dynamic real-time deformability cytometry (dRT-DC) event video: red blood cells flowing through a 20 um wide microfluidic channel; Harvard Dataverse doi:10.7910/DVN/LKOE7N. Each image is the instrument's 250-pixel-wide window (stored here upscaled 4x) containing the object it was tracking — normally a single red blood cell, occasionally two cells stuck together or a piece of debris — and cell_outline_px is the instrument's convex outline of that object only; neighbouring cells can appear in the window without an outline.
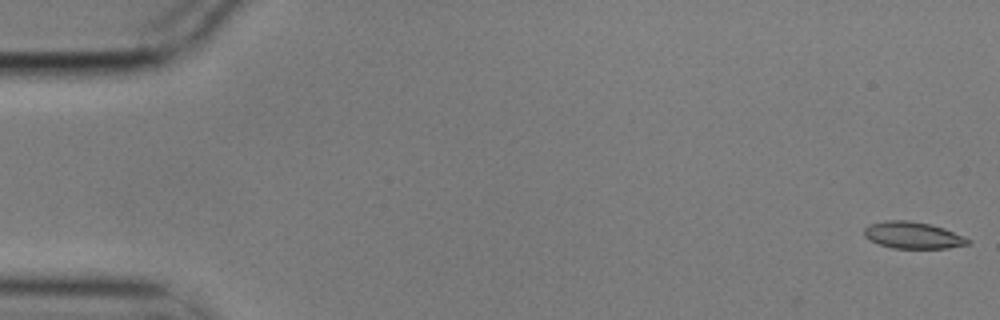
{"species": "common noctule bat (a hibernating species)", "species_latin": "Nyctalus noctula", "temperature_condition": "cold", "stored_images_in_passage": 57, "camera_frame_rate_fps": 3000, "um_per_image_px": 0.085, "animal": {"sex": "male", "body_mass_g": 17.9}, "frame": {"image": 1, "passage_image": 1, "time_ms": 0.0, "image_size_px": [1000, 320], "cell_outline_px": [[972, 240], [968, 244], [948, 248], [892, 248], [868, 240], [864, 236], [864, 228], [868, 224], [884, 220], [908, 220], [932, 224], [944, 228]], "centroid_in_image_um": [77.56, 19.98], "position_along_channel_um": 7.4, "area_um2": 16.3}}
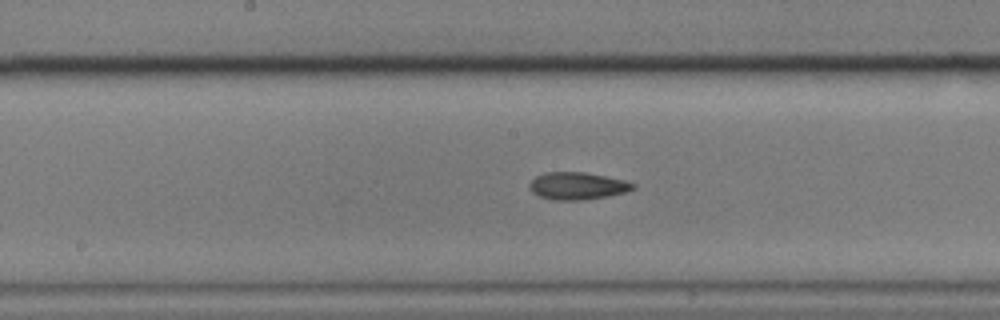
{"frame": {"image": 2, "passage_image": 29, "time_ms": 9.333, "image_size_px": [1000, 320], "cell_outline_px": [[636, 188], [624, 192], [608, 196], [584, 200], [552, 200], [540, 196], [532, 192], [528, 188], [528, 184], [536, 176], [544, 172], [584, 172], [624, 180], [636, 184]], "centroid_in_image_um": [49.05, 15.8], "position_along_channel_um": 199.1, "area_um2": 16.53}}
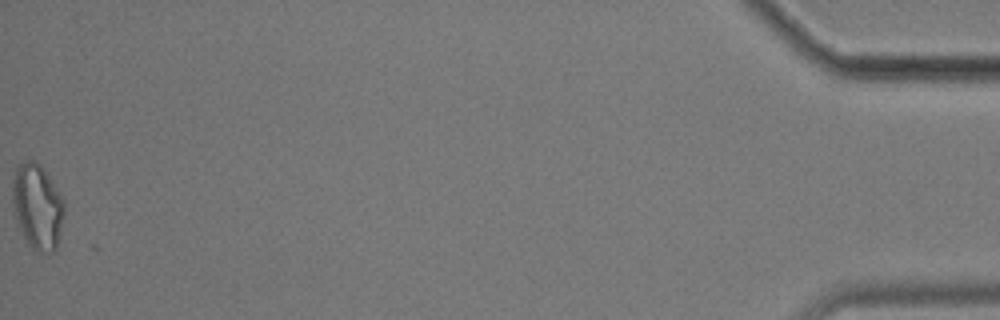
{"frame": {"image": 3, "passage_image": 57, "time_ms": 18.667, "image_size_px": [1000, 320], "cell_outline_px": [[64, 212], [60, 232], [56, 248], [52, 252], [36, 252], [28, 244], [16, 220], [12, 204], [12, 180], [16, 164], [24, 160], [32, 160], [40, 164], [44, 168], [64, 200]], "centroid_in_image_um": [3.16, 17.51], "position_along_channel_um": 432.0, "area_um2": 25.95}, "authors_computed_cell_mechanics": {"area_um2": 16.5308, "velocity_mm_per_s": 3.5342, "shape_relaxation_time_tau1_ms": null, "shape_relaxation_time_tau2_ms": 4.9327, "deformation_change_tau1": null, "deformation_change_tau2": 0.131}}